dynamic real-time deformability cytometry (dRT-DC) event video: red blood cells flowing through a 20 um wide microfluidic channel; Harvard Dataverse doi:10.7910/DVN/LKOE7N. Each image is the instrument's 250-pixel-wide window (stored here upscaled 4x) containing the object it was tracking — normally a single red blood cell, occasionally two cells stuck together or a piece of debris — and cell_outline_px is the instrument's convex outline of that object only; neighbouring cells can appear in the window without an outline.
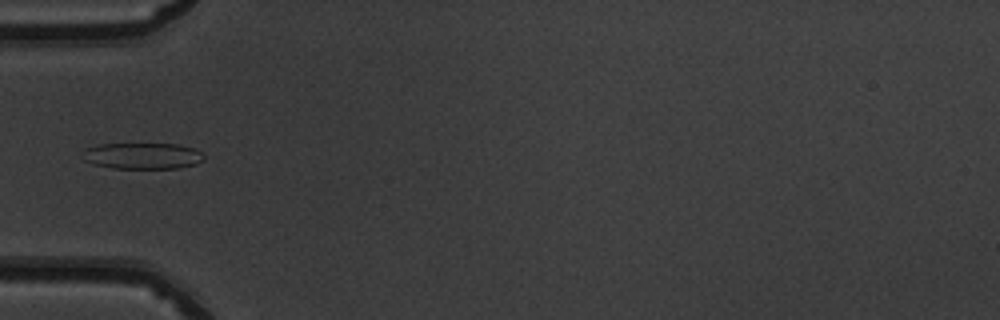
{"species": "common noctule bat (a hibernating species)", "species_latin": "Nyctalus noctula", "temperature_condition": "warm", "stored_images_in_passage": 34, "camera_frame_rate_fps": 3000, "um_per_image_px": 0.085, "animal": {"sex": "male", "body_mass_g": 19.5, "forearm_length_mm": 54.6}, "frame": {"image": 1, "passage_image": 1, "time_ms": 0.0, "image_size_px": [1000, 320], "cell_outline_px": [[204, 160], [196, 164], [176, 168], [112, 168], [92, 164], [84, 160], [80, 152], [88, 148], [100, 144], [176, 144], [192, 148], [200, 152], [204, 156]], "centroid_in_image_um": [12.07, 13.25], "position_along_channel_um": 72.9, "area_um2": 18.5}}
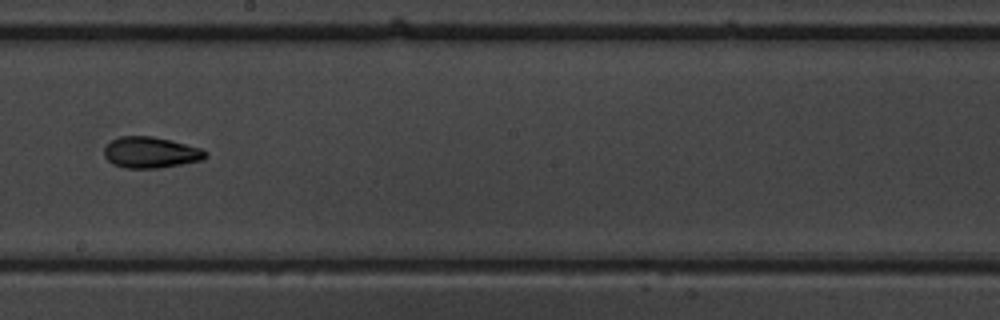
{"frame": {"image": 2, "passage_image": 13, "time_ms": 4.0, "image_size_px": [1000, 320], "cell_outline_px": [[208, 156], [204, 160], [160, 168], [124, 168], [112, 164], [104, 156], [104, 148], [112, 140], [120, 136], [152, 136], [200, 148], [208, 152]], "centroid_in_image_um": [12.81, 12.97], "position_along_channel_um": 235.4, "area_um2": 18.38}}
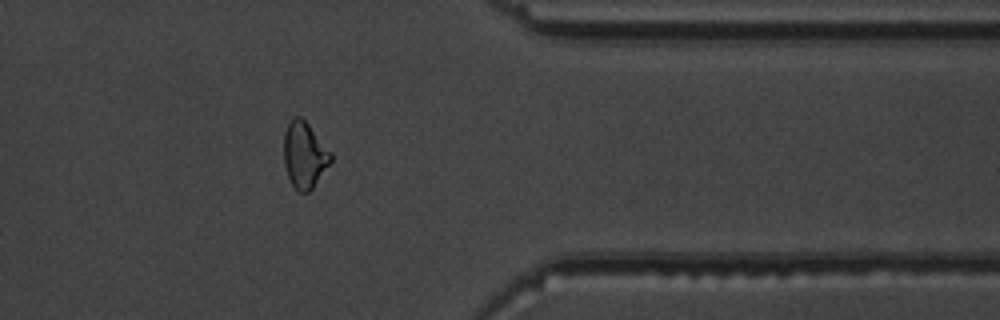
{"frame": {"image": 3, "passage_image": 25, "time_ms": 8.0, "image_size_px": [1000, 320], "cell_outline_px": [[332, 160], [312, 188], [308, 192], [300, 192], [292, 184], [288, 176], [284, 164], [284, 132], [292, 116], [300, 116], [308, 124], [332, 152]], "centroid_in_image_um": [25.87, 13.14], "position_along_channel_um": 385.5, "area_um2": 17.98}, "authors_computed_cell_mechanics": {"area_um2": 18.3226, "velocity_mm_per_s": 4.0507, "shape_relaxation_time_tau1_ms": 4.119, "shape_relaxation_time_tau2_ms": 2.2432, "deformation_change_tau1": 0.1625, "deformation_change_tau2": 0.0786}}